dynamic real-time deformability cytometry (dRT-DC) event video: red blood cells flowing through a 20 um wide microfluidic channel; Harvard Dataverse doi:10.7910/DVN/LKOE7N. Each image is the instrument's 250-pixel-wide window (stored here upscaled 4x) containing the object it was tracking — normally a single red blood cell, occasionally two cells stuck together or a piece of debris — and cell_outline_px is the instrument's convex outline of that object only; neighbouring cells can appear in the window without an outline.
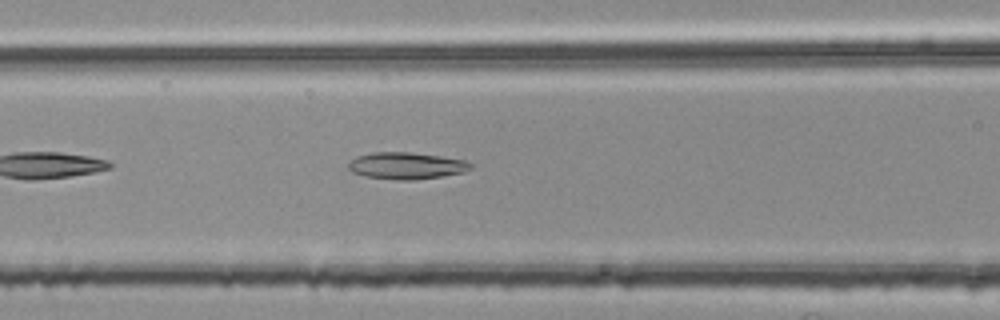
{"species": "common noctule bat (a hibernating species)", "species_latin": "Nyctalus noctula", "temperature_condition": "room temperature", "stored_images_in_passage": 3, "camera_frame_rate_fps": 3000, "um_per_image_px": 0.085, "animal": {"sex": "female", "body_mass_g": 25.1}, "frame": {"image": 1, "passage_image": 3, "time_ms": 0.667, "image_size_px": [1000, 320], "cell_outline_px": [[472, 168], [464, 172], [440, 176], [412, 180], [400, 180], [364, 176], [352, 172], [348, 168], [348, 164], [356, 156], [372, 152], [408, 152], [440, 156], [464, 160], [472, 164]], "centroid_in_image_um": [34.52, 14.08], "position_along_channel_um": 132.1, "area_um2": 18.96}}